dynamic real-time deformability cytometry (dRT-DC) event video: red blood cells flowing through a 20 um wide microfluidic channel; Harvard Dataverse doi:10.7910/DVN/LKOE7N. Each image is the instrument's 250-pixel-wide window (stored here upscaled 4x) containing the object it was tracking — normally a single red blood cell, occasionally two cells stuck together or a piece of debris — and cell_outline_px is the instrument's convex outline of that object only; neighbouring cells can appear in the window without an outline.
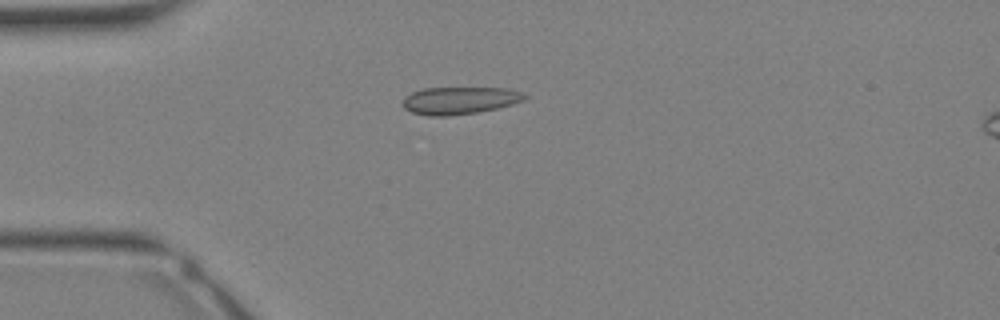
{"species": "Egyptian fruit bat (a non-hibernating species)", "species_latin": "Rousettus aegyptiacus", "temperature_condition": "warm", "stored_images_in_passage": 27, "camera_frame_rate_fps": 3000, "um_per_image_px": 0.085, "animal": {"sex": "female"}, "frame": {"image": 1, "passage_image": 2, "time_ms": 0.333, "image_size_px": [1000, 320], "cell_outline_px": [[528, 96], [524, 100], [512, 104], [496, 108], [476, 112], [448, 116], [428, 116], [412, 112], [404, 108], [404, 96], [412, 92], [424, 88], [508, 88], [520, 92]], "centroid_in_image_um": [39.05, 8.53], "position_along_channel_um": 45.9, "area_um2": 19.31}}
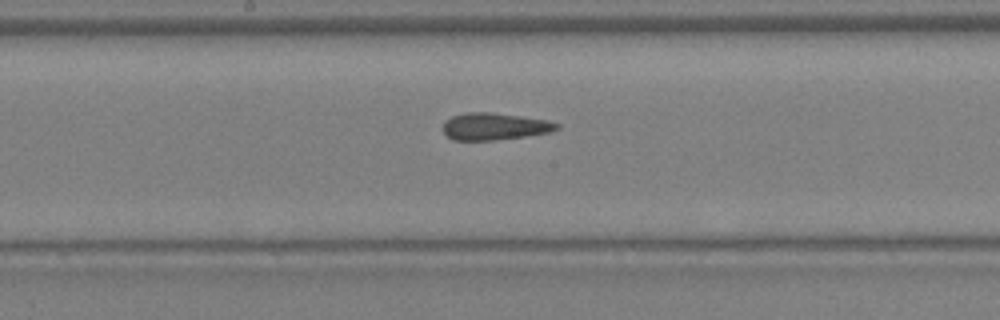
{"frame": {"image": 2, "passage_image": 11, "time_ms": 3.333, "image_size_px": [1000, 320], "cell_outline_px": [[560, 128], [548, 132], [524, 136], [492, 140], [452, 140], [440, 128], [444, 120], [452, 116], [468, 112], [492, 112], [548, 120], [560, 124]], "centroid_in_image_um": [41.98, 10.74], "position_along_channel_um": 206.2, "area_um2": 17.98}}
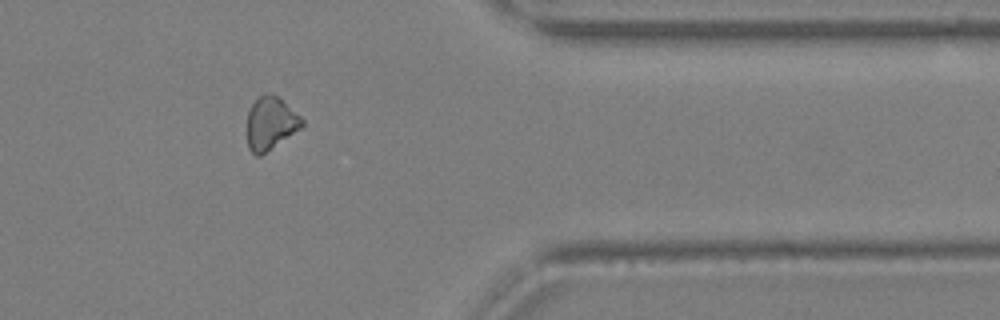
{"frame": {"image": 3, "passage_image": 21, "time_ms": 6.667, "image_size_px": [1000, 320], "cell_outline_px": [[304, 124], [300, 128], [260, 156], [256, 156], [248, 148], [248, 112], [252, 104], [264, 92], [272, 92], [300, 116], [304, 120]], "centroid_in_image_um": [22.99, 10.46], "position_along_channel_um": 388.4, "area_um2": 16.59}}